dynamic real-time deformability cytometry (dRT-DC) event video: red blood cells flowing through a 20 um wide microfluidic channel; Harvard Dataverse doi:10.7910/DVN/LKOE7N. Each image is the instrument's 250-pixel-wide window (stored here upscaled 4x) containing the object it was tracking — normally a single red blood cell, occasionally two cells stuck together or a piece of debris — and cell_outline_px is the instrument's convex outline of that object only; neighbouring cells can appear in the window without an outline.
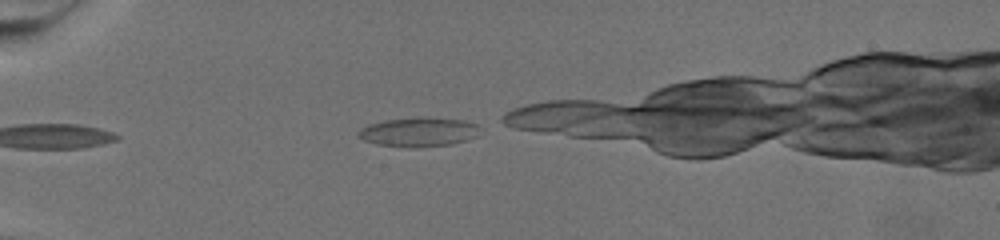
{"species": "common noctule bat (a hibernating species)", "species_latin": "Nyctalus noctula", "temperature_condition": "warm", "stored_images_in_passage": 37, "camera_frame_rate_fps": 3000, "um_per_image_px": 0.085, "animal": {"sex": "female", "body_mass_g": 19.5, "forearm_length_mm": 54.1}, "frame": {"image": 1, "passage_image": 1, "time_ms": 0.0, "image_size_px": [1000, 240], "cell_outline_px": [[480, 136], [468, 140], [452, 144], [416, 148], [408, 148], [376, 144], [364, 140], [356, 136], [356, 132], [360, 128], [368, 124], [384, 120], [460, 120], [476, 124]], "centroid_in_image_um": [35.53, 11.29], "position_along_channel_um": 49.5, "area_um2": 20.06}}
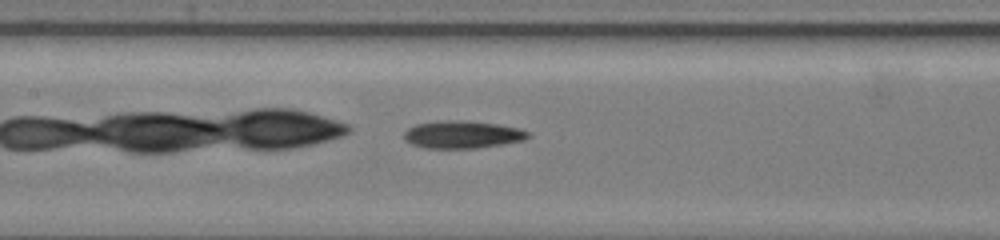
{"frame": {"image": 2, "passage_image": 10, "time_ms": 3.0, "image_size_px": [1000, 240], "cell_outline_px": [[532, 136], [524, 140], [504, 144], [476, 148], [424, 148], [412, 144], [404, 140], [404, 132], [408, 128], [416, 124], [448, 120], [464, 120], [496, 124], [520, 128], [528, 132]], "centroid_in_image_um": [39.32, 11.44], "position_along_channel_um": 168.1, "area_um2": 19.94}}
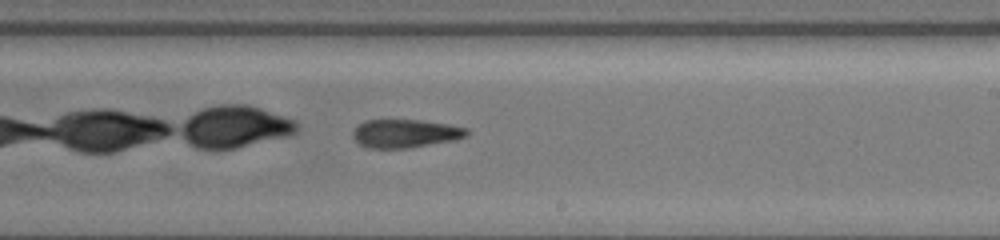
{"frame": {"image": 3, "passage_image": 19, "time_ms": 6.0, "image_size_px": [1000, 240], "cell_outline_px": [[468, 136], [456, 140], [408, 148], [364, 148], [352, 136], [352, 132], [364, 120], [416, 120], [448, 124], [468, 128]], "centroid_in_image_um": [34.46, 11.35], "position_along_channel_um": 254.5, "area_um2": 18.84}}